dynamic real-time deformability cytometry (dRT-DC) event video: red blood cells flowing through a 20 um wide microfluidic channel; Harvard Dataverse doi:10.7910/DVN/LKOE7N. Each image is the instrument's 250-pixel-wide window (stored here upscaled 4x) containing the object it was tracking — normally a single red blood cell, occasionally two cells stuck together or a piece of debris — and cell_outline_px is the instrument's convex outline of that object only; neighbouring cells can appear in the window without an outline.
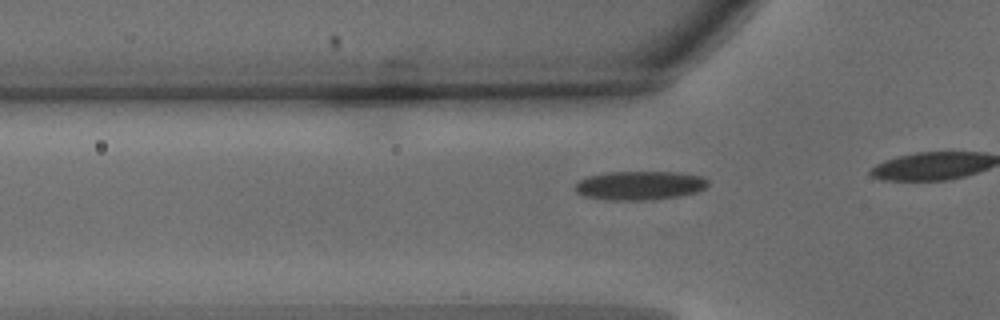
{"species": "common noctule bat (a hibernating species)", "species_latin": "Nyctalus noctula", "temperature_condition": "warm", "stored_images_in_passage": 19, "camera_frame_rate_fps": 3000, "um_per_image_px": 0.085, "animal": {"sex": "male", "body_mass_g": 15.6}, "frame": {"image": 1, "passage_image": 14, "time_ms": 4.333, "image_size_px": [1000, 320], "cell_outline_px": [[708, 184], [704, 188], [696, 192], [680, 196], [648, 200], [612, 200], [584, 196], [576, 192], [576, 184], [580, 180], [588, 176], [604, 172], [676, 172], [704, 176], [708, 180]], "centroid_in_image_um": [54.4, 15.76], "position_along_channel_um": 71.4, "area_um2": 22.37}}
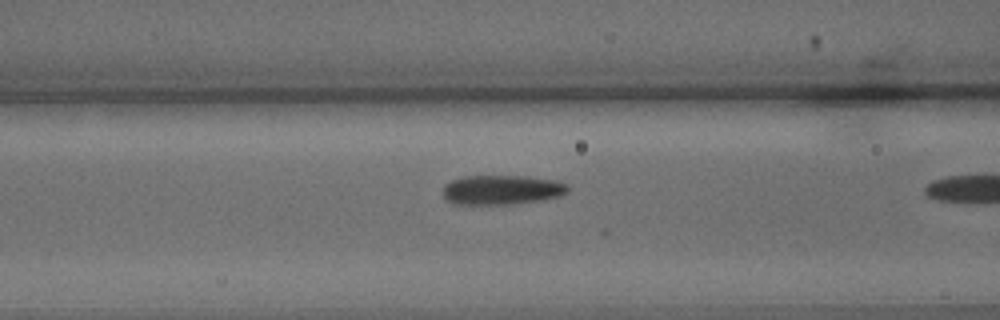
{"frame": {"image": 2, "passage_image": 18, "time_ms": 5.667, "image_size_px": [1000, 320], "cell_outline_px": [[568, 192], [560, 196], [544, 200], [508, 204], [456, 204], [448, 200], [444, 196], [444, 184], [460, 176], [524, 176], [556, 180], [568, 184]], "centroid_in_image_um": [42.68, 16.13], "position_along_channel_um": 123.9, "area_um2": 21.56}}